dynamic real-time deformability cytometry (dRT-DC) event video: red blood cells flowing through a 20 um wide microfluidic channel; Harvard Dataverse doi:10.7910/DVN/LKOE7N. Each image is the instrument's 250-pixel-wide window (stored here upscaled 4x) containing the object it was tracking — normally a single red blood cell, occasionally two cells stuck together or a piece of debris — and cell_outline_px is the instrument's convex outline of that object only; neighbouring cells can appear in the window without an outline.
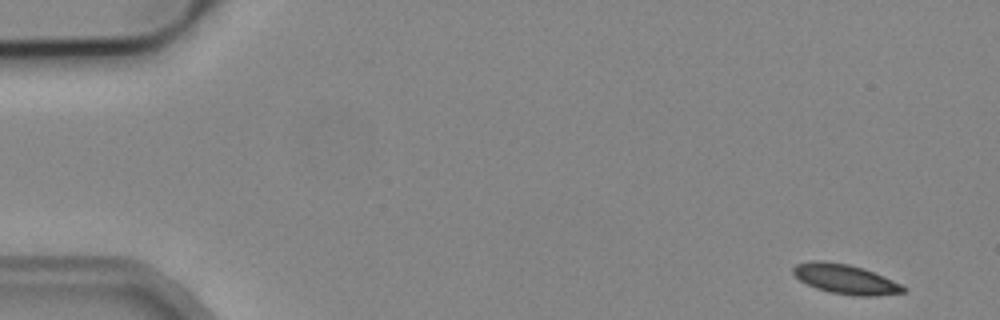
{"species": "common noctule bat (a hibernating species)", "species_latin": "Nyctalus noctula", "temperature_condition": "cold", "stored_images_in_passage": 6, "camera_frame_rate_fps": 3000, "um_per_image_px": 0.085, "animal": {"sex": "male", "body_mass_g": 19.2, "forearm_length_mm": 51.8}, "frame": {"image": 1, "passage_image": 1, "time_ms": 0.0, "image_size_px": [1000, 320], "cell_outline_px": [[908, 288], [904, 292], [876, 296], [856, 296], [828, 292], [816, 288], [800, 280], [792, 272], [792, 268], [796, 264], [812, 260], [824, 260], [848, 264], [864, 268], [900, 284]], "centroid_in_image_um": [71.84, 23.72], "position_along_channel_um": 13.2, "area_um2": 19.02}}
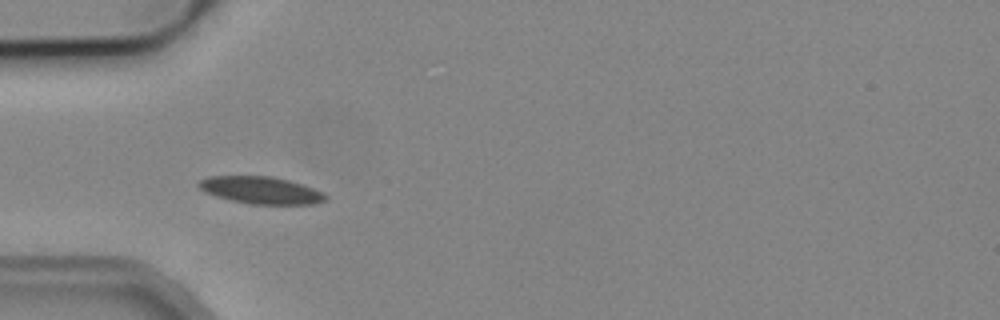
{"frame": {"image": 2, "passage_image": 5, "time_ms": 4.667, "image_size_px": [1000, 320], "cell_outline_px": [[328, 196], [324, 200], [312, 204], [252, 204], [232, 200], [216, 196], [204, 192], [196, 184], [200, 180], [208, 176], [272, 176], [288, 180], [312, 188]], "centroid_in_image_um": [22.12, 16.16], "position_along_channel_um": 62.9, "area_um2": 19.83}}